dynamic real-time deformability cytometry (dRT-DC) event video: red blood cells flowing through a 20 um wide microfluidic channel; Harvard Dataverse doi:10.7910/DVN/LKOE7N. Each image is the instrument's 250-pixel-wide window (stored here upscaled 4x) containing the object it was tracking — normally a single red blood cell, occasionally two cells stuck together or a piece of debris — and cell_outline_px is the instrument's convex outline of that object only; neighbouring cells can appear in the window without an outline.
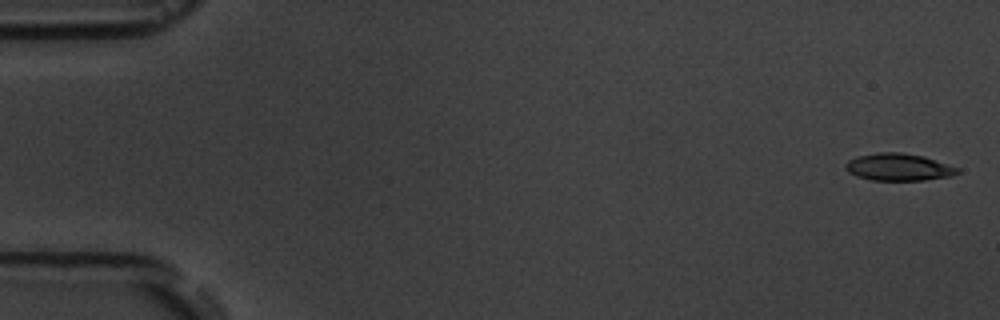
{"species": "common noctule bat (a hibernating species)", "species_latin": "Nyctalus noctula", "temperature_condition": "room temperature", "stored_images_in_passage": 5, "camera_frame_rate_fps": 3000, "um_per_image_px": 0.085, "animal": {"sex": "male", "body_mass_g": 19.5, "forearm_length_mm": 54.6}, "frame": {"image": 1, "passage_image": 1, "time_ms": 0.0, "image_size_px": [1000, 320], "cell_outline_px": [[960, 172], [952, 176], [924, 180], [872, 180], [856, 176], [848, 172], [844, 168], [844, 164], [848, 160], [856, 156], [880, 152], [900, 152], [924, 156], [960, 168]], "centroid_in_image_um": [76.37, 14.2], "position_along_channel_um": 8.6, "area_um2": 17.92}}
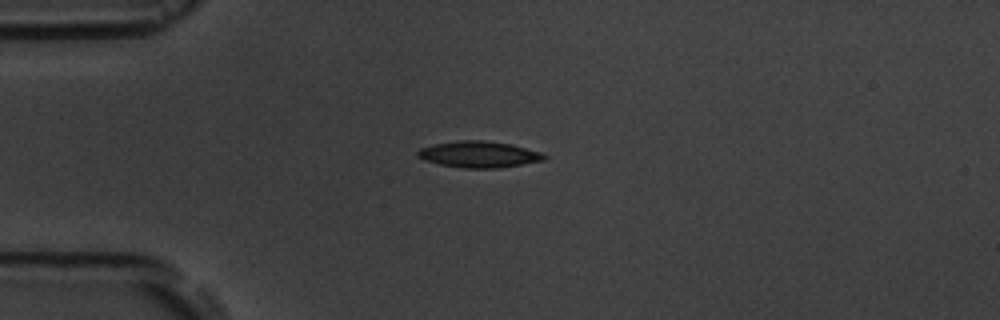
{"frame": {"image": 2, "passage_image": 4, "time_ms": 4.333, "image_size_px": [1000, 320], "cell_outline_px": [[548, 156], [544, 160], [500, 168], [464, 168], [440, 164], [424, 160], [416, 156], [416, 152], [420, 148], [436, 144], [460, 140], [484, 140], [512, 144], [544, 152]], "centroid_in_image_um": [40.75, 13.12], "position_along_channel_um": 44.2, "area_um2": 19.54}}